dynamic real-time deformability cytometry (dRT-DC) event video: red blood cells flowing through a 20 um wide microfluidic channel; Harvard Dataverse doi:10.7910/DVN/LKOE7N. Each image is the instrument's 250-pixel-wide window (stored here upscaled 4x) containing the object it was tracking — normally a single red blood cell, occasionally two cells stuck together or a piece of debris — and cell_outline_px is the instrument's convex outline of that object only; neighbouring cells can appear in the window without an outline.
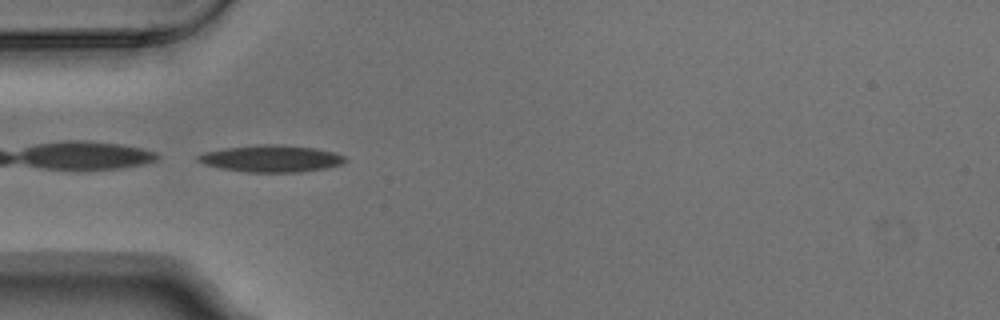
{"species": "Egyptian fruit bat (a non-hibernating species)", "species_latin": "Rousettus aegyptiacus", "temperature_condition": "warm", "stored_images_in_passage": 5, "camera_frame_rate_fps": 3000, "um_per_image_px": 0.085, "animal": {"sex": "male"}, "frame": {"image": 1, "passage_image": 4, "time_ms": 1.0, "image_size_px": [1000, 320], "cell_outline_px": [[348, 160], [340, 164], [324, 168], [300, 172], [244, 172], [220, 168], [204, 164], [196, 160], [196, 156], [204, 152], [224, 148], [260, 144], [276, 144], [316, 148], [332, 152], [344, 156]], "centroid_in_image_um": [23.01, 13.48], "position_along_channel_um": 62.0, "area_um2": 23.0}}